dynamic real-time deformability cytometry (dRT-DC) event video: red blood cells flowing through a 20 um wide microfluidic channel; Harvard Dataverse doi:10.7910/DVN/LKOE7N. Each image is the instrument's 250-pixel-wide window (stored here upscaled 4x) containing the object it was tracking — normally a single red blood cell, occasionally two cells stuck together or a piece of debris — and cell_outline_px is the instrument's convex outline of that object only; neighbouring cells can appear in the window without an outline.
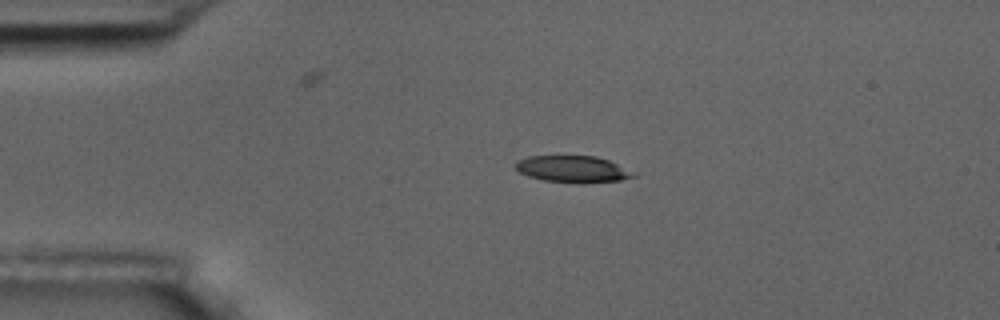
{"species": "common noctule bat (a hibernating species)", "species_latin": "Nyctalus noctula", "temperature_condition": "room temperature", "stored_images_in_passage": 16, "camera_frame_rate_fps": 3000, "um_per_image_px": 0.085, "animal": {"sex": "male", "body_mass_g": 17.5, "forearm_length_mm": 52.3}, "frame": {"image": 1, "passage_image": 12, "time_ms": 3.667, "image_size_px": [1000, 320], "cell_outline_px": [[636, 176], [620, 180], [584, 184], [580, 184], [544, 180], [528, 176], [520, 172], [512, 164], [528, 156], [596, 156], [608, 160], [636, 172]], "centroid_in_image_um": [48.71, 14.38], "position_along_channel_um": 36.3, "area_um2": 18.5}}